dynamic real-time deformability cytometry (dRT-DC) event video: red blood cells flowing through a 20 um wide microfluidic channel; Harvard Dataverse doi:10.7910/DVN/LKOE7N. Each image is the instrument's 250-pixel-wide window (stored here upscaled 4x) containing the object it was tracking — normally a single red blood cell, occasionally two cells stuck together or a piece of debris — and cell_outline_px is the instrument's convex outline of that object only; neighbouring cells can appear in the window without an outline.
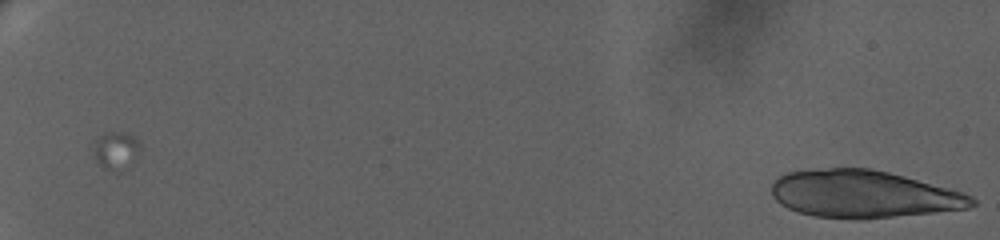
{"species": "human", "species_latin": "Homo sapiens", "temperature_condition": "warm", "stored_images_in_passage": 28, "camera_frame_rate_fps": 3000, "um_per_image_px": 0.085, "donor": {"sex": "female"}, "frame": {"image": 1, "passage_image": 1, "time_ms": 0.0, "image_size_px": [1000, 240], "cell_outline_px": [[976, 204], [968, 208], [864, 220], [816, 216], [800, 212], [788, 208], [780, 204], [772, 196], [772, 184], [780, 176], [788, 172], [828, 168], [872, 168], [904, 176], [964, 192], [972, 196], [976, 200]], "centroid_in_image_um": [73.41, 16.5], "position_along_channel_um": 11.6, "area_um2": 55.26}}
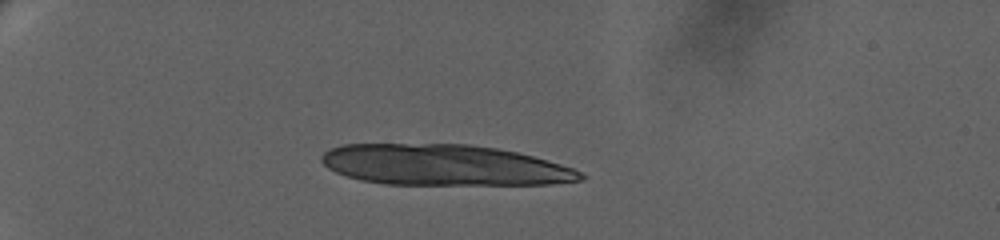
{"frame": {"image": 2, "passage_image": 20, "time_ms": 6.333, "image_size_px": [1000, 240], "cell_outline_px": [[584, 180], [548, 184], [384, 184], [364, 180], [348, 176], [336, 172], [328, 168], [320, 160], [320, 156], [328, 148], [344, 144], [472, 144], [496, 148], [516, 152], [548, 160], [572, 168], [580, 172], [584, 176]], "centroid_in_image_um": [37.72, 14.02], "position_along_channel_um": 47.3, "area_um2": 61.44}}